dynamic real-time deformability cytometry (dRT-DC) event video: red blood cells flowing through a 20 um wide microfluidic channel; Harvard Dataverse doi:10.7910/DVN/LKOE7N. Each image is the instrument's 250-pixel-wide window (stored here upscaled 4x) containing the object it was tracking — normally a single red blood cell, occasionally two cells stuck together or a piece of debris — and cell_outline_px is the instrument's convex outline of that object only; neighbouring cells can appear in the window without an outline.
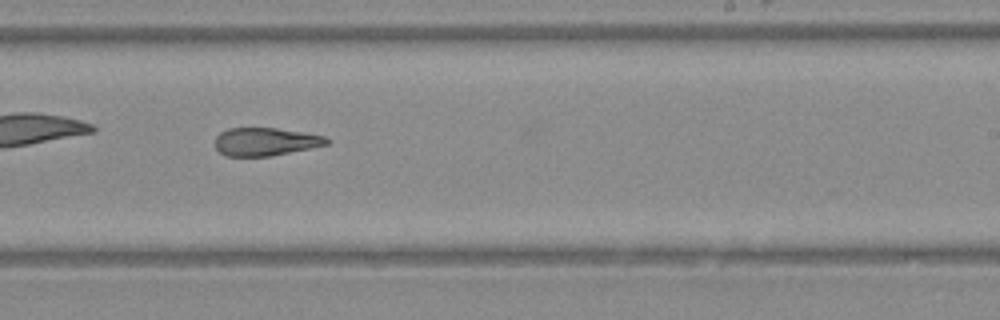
{"species": "Egyptian fruit bat (a non-hibernating species)", "species_latin": "Rousettus aegyptiacus", "temperature_condition": "warm", "stored_images_in_passage": 34, "camera_frame_rate_fps": 3000, "um_per_image_px": 0.085, "animal": {"sex": "female"}, "frame": {"image": 1, "passage_image": 19, "time_ms": 6.0, "image_size_px": [1000, 320], "cell_outline_px": [[332, 140], [328, 144], [272, 156], [224, 156], [216, 148], [216, 136], [220, 132], [228, 128], [276, 128], [304, 132], [324, 136]], "centroid_in_image_um": [22.57, 12.04], "position_along_channel_um": 266.4, "area_um2": 18.26}}
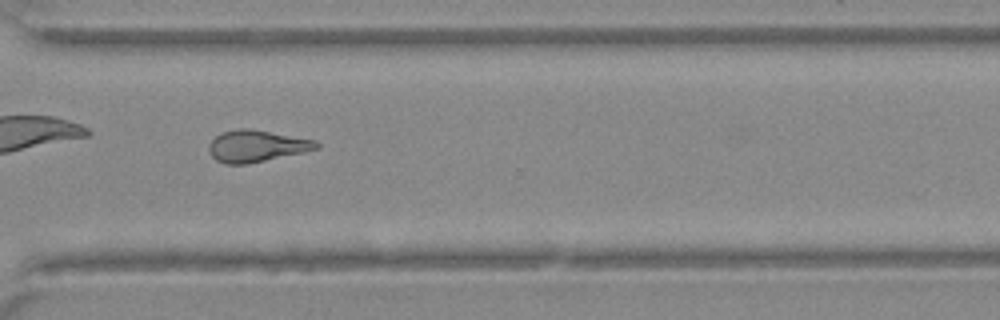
{"frame": {"image": 2, "passage_image": 24, "time_ms": 7.667, "image_size_px": [1000, 320], "cell_outline_px": [[320, 148], [248, 164], [224, 164], [216, 160], [208, 152], [208, 144], [220, 132], [236, 128], [248, 128], [316, 140], [320, 144]], "centroid_in_image_um": [21.76, 12.41], "position_along_channel_um": 348.8, "area_um2": 19.94}}